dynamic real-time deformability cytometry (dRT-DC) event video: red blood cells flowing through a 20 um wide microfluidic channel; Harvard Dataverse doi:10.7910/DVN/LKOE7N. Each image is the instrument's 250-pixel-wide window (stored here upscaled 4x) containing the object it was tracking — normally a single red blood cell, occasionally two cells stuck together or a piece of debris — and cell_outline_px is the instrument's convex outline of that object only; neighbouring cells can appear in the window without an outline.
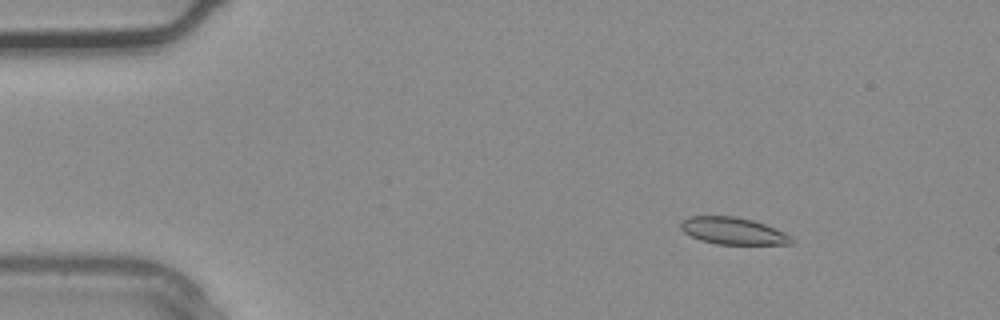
{"species": "common noctule bat (a hibernating species)", "species_latin": "Nyctalus noctula", "temperature_condition": "warm", "stored_images_in_passage": 35, "camera_frame_rate_fps": 3000, "um_per_image_px": 0.085, "animal": {"sex": "male", "body_mass_g": 20.4}, "frame": {"image": 1, "passage_image": 4, "time_ms": 1.0, "image_size_px": [1000, 320], "cell_outline_px": [[796, 240], [792, 244], [716, 244], [700, 240], [684, 232], [680, 228], [680, 224], [688, 216], [736, 216], [752, 220], [764, 224], [784, 232], [792, 236]], "centroid_in_image_um": [62.33, 19.63], "position_along_channel_um": 22.7, "area_um2": 17.46}}
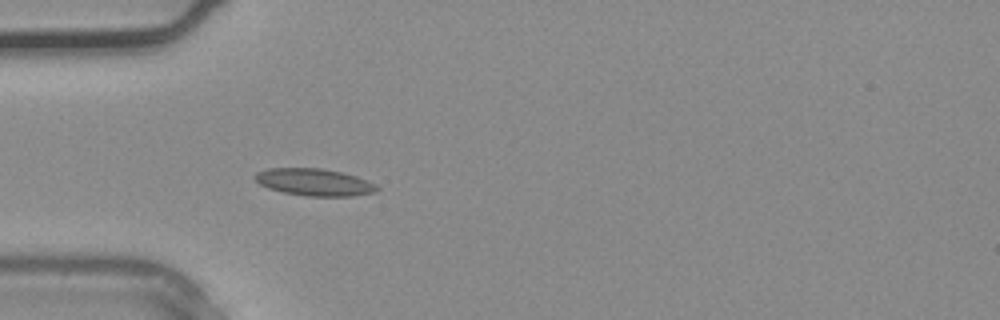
{"frame": {"image": 2, "passage_image": 10, "time_ms": 3.0, "image_size_px": [1000, 320], "cell_outline_px": [[380, 188], [376, 192], [352, 196], [308, 196], [284, 192], [268, 188], [260, 184], [252, 176], [256, 172], [268, 168], [320, 168], [340, 172], [356, 176], [368, 180], [376, 184]], "centroid_in_image_um": [26.72, 15.48], "position_along_channel_um": 58.3, "area_um2": 19.31}}
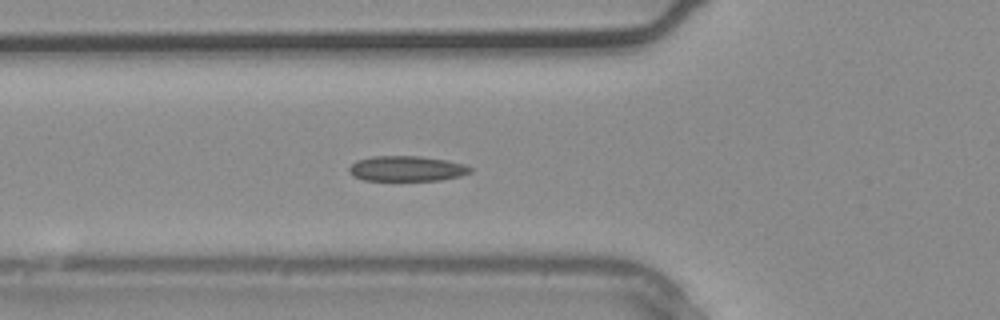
{"frame": {"image": 3, "passage_image": 12, "time_ms": 3.667, "image_size_px": [1000, 320], "cell_outline_px": [[472, 172], [460, 176], [440, 180], [364, 180], [352, 176], [348, 172], [348, 168], [356, 160], [372, 156], [420, 156], [448, 160], [464, 164], [472, 168]], "centroid_in_image_um": [34.56, 14.32], "position_along_channel_um": 91.2, "area_um2": 17.98}}